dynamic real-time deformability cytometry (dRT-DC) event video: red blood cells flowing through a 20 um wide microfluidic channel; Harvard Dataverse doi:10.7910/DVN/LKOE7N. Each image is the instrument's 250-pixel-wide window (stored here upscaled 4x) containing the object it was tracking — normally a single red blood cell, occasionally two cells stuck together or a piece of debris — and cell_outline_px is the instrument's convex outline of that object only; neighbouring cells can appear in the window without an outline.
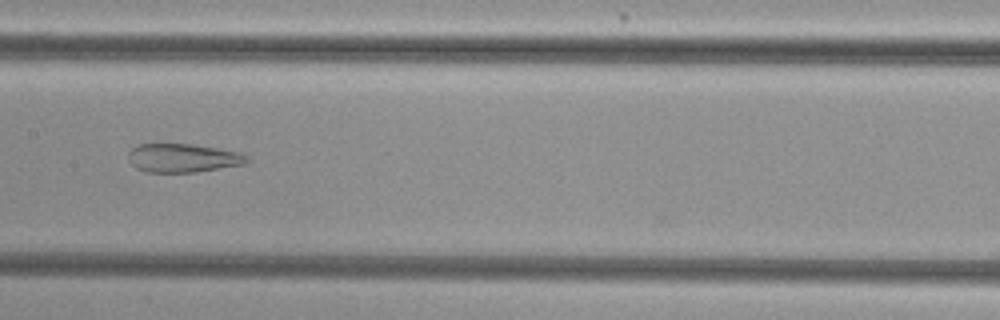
{"species": "common noctule bat (a hibernating species)", "species_latin": "Nyctalus noctula", "temperature_condition": "cold", "stored_images_in_passage": 39, "camera_frame_rate_fps": 3000, "um_per_image_px": 0.085, "animal": {"sex": "female", "body_mass_g": 29.2, "forearm_length_mm": 56.3}, "frame": {"image": 1, "passage_image": 13, "time_ms": 4.0, "image_size_px": [1000, 320], "cell_outline_px": [[252, 160], [248, 164], [196, 172], [144, 172], [136, 168], [128, 160], [128, 152], [132, 148], [140, 144], [192, 144], [240, 152], [248, 156]], "centroid_in_image_um": [15.59, 13.44], "position_along_channel_um": 191.8, "area_um2": 20.06}}
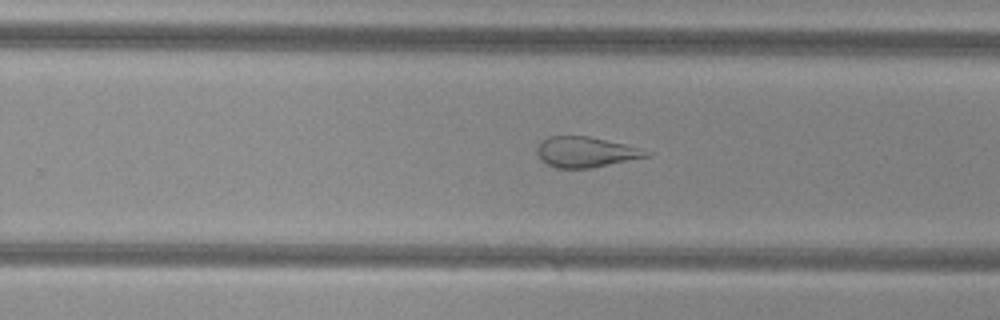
{"frame": {"image": 2, "passage_image": 20, "time_ms": 6.333, "image_size_px": [1000, 320], "cell_outline_px": [[652, 156], [592, 168], [556, 168], [540, 160], [536, 152], [536, 148], [540, 140], [548, 136], [588, 136], [624, 144], [652, 152]], "centroid_in_image_um": [49.76, 12.93], "position_along_channel_um": 280.0, "area_um2": 19.59}}
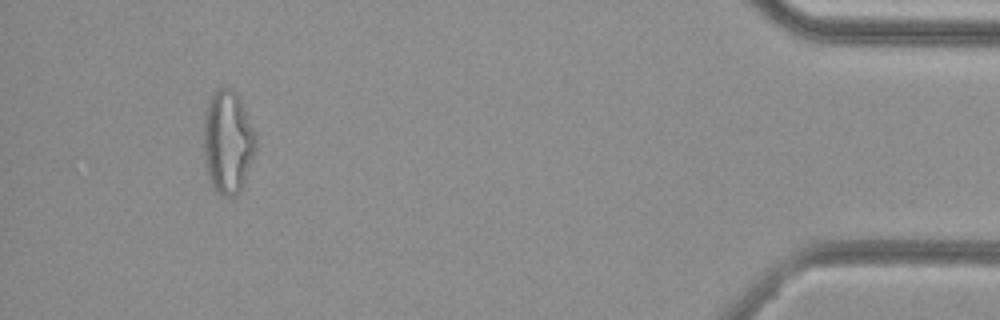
{"frame": {"image": 3, "passage_image": 36, "time_ms": 11.667, "image_size_px": [1000, 320], "cell_outline_px": [[256, 148], [240, 192], [236, 196], [220, 196], [216, 192], [212, 184], [204, 160], [204, 112], [208, 100], [212, 92], [216, 88], [224, 84], [236, 92], [240, 100], [256, 136]], "centroid_in_image_um": [19.34, 12.02], "position_along_channel_um": 415.9, "area_um2": 31.44}, "authors_computed_cell_mechanics": {"area_um2": 23.9292, "velocity_mm_per_s": 3.789, "shape_relaxation_time_tau1_ms": null, "shape_relaxation_time_tau2_ms": 1.9943, "deformation_change_tau1": null, "deformation_change_tau2": 0.1164}}